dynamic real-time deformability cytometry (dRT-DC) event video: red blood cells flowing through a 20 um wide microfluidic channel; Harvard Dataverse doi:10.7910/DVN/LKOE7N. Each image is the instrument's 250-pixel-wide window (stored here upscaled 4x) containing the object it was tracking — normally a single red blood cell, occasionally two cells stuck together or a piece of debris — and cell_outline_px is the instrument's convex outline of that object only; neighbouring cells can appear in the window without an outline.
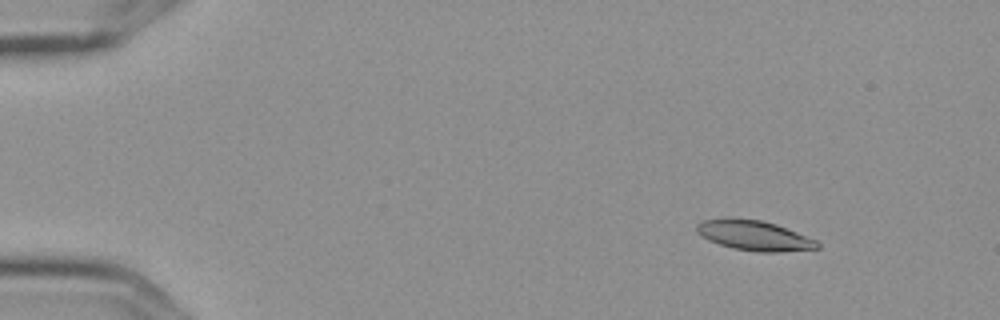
{"species": "Egyptian fruit bat (a non-hibernating species)", "species_latin": "Rousettus aegyptiacus", "temperature_condition": "cold", "stored_images_in_passage": 5, "camera_frame_rate_fps": 3000, "um_per_image_px": 0.085, "frame": {"image": 1, "passage_image": 2, "time_ms": 0.333, "image_size_px": [1000, 320], "cell_outline_px": [[820, 248], [776, 252], [756, 252], [732, 248], [708, 240], [696, 232], [696, 224], [704, 220], [728, 216], [732, 216], [760, 220], [776, 224], [816, 240], [820, 244]], "centroid_in_image_um": [64.05, 19.99], "position_along_channel_um": 20.9, "area_um2": 21.33}}
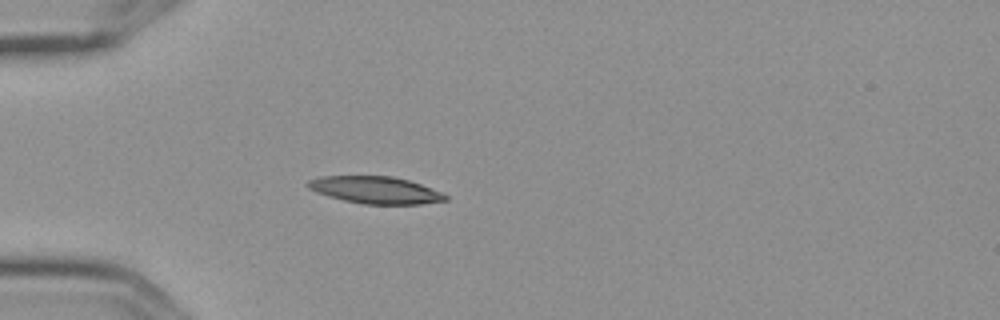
{"frame": {"image": 2, "passage_image": 5, "time_ms": 1.333, "image_size_px": [1000, 320], "cell_outline_px": [[448, 200], [420, 204], [364, 204], [344, 200], [328, 196], [316, 192], [308, 188], [304, 184], [308, 180], [320, 176], [392, 176], [408, 180], [420, 184], [440, 192], [448, 196]], "centroid_in_image_um": [31.87, 16.15], "position_along_channel_um": 53.1, "area_um2": 21.68}}